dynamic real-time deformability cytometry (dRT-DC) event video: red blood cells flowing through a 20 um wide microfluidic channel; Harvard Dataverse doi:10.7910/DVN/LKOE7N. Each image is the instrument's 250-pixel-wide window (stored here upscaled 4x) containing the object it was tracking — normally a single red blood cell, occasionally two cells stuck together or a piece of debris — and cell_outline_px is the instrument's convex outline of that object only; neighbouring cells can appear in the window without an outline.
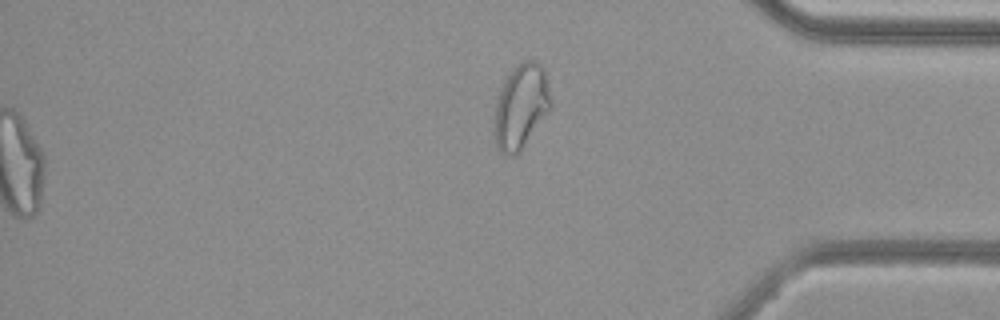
{"species": "common noctule bat (a hibernating species)", "species_latin": "Nyctalus noctula", "temperature_condition": "cold", "stored_images_in_passage": 54, "segment_of_instrument_passage": [2, 2], "camera_frame_rate_fps": 3000, "um_per_image_px": 0.085, "animal": {"sex": "female", "body_mass_g": 29.2, "forearm_length_mm": 56.3}, "frame": {"image": 1, "passage_image": 54, "time_ms": 17.667, "image_size_px": [1000, 320], "cell_outline_px": [[552, 104], [516, 156], [512, 156], [500, 152], [496, 144], [496, 96], [500, 88], [512, 68], [516, 64], [524, 60], [536, 60], [544, 68], [548, 80], [552, 100]], "centroid_in_image_um": [44.3, 8.97], "position_along_channel_um": 390.9, "area_um2": 27.4}}